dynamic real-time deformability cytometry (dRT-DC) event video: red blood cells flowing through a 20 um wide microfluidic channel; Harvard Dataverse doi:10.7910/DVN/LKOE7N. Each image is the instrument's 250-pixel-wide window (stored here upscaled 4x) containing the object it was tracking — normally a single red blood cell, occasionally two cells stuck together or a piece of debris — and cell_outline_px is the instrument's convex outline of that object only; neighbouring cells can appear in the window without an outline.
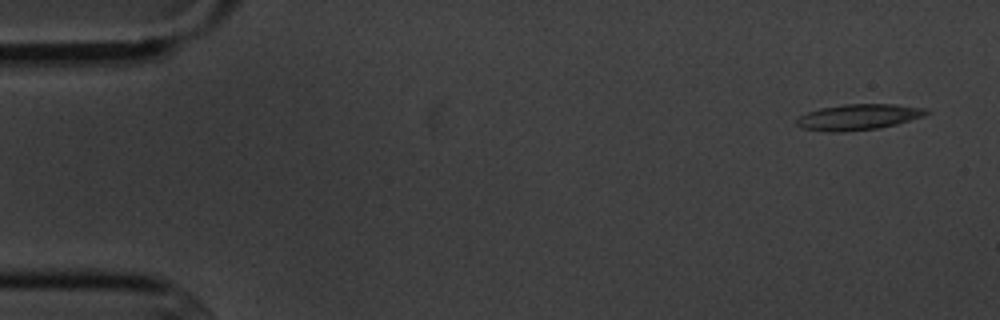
{"species": "common noctule bat (a hibernating species)", "species_latin": "Nyctalus noctula", "temperature_condition": "cold", "stored_images_in_passage": 4, "camera_frame_rate_fps": 3000, "um_per_image_px": 0.085, "animal": {"sex": "male", "body_mass_g": 20.1, "forearm_length_mm": 53.5}, "frame": {"image": 1, "passage_image": 1, "time_ms": 0.0, "image_size_px": [1000, 320], "cell_outline_px": [[932, 112], [924, 116], [896, 124], [880, 128], [844, 132], [828, 132], [800, 128], [796, 124], [796, 120], [800, 116], [808, 112], [820, 108], [844, 104], [896, 104], [928, 108]], "centroid_in_image_um": [72.99, 9.95], "position_along_channel_um": 12.0, "area_um2": 19.77}}
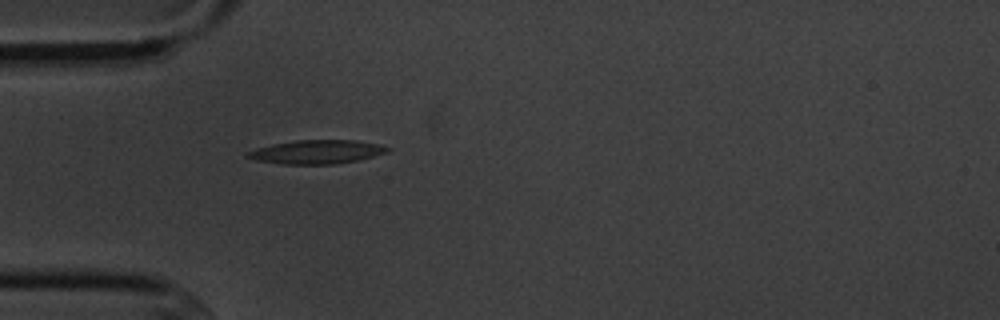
{"frame": {"image": 2, "passage_image": 4, "time_ms": 4.333, "image_size_px": [1000, 320], "cell_outline_px": [[392, 148], [388, 152], [356, 160], [336, 164], [284, 164], [256, 160], [244, 156], [244, 152], [256, 148], [272, 144], [296, 140], [352, 140], [380, 144]], "centroid_in_image_um": [26.89, 12.91], "position_along_channel_um": 58.1, "area_um2": 19.36}}